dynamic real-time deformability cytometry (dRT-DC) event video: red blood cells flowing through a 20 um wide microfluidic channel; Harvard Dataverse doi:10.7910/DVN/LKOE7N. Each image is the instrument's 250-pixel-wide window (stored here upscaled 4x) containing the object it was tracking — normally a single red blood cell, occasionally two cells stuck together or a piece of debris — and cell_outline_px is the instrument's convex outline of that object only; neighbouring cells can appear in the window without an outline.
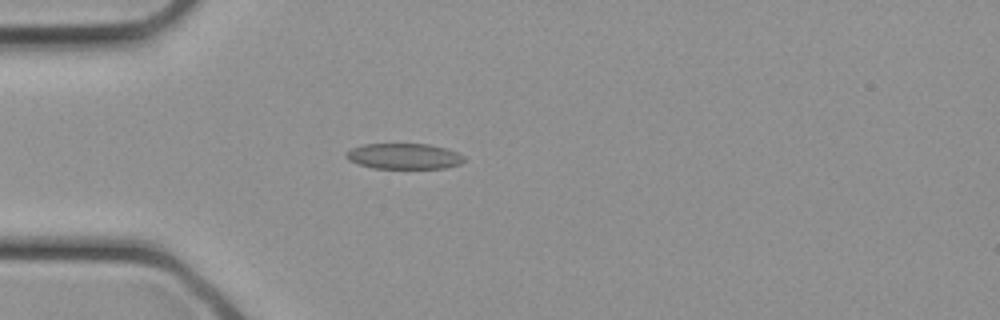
{"species": "common noctule bat (a hibernating species)", "species_latin": "Nyctalus noctula", "temperature_condition": "cold", "stored_images_in_passage": 28, "camera_frame_rate_fps": 3000, "um_per_image_px": 0.085, "animal": {"sex": "female", "body_mass_g": 21.9}, "frame": {"image": 1, "passage_image": 5, "time_ms": 1.333, "image_size_px": [1000, 320], "cell_outline_px": [[464, 160], [460, 164], [444, 168], [372, 168], [348, 160], [344, 156], [352, 148], [364, 144], [428, 144], [444, 148], [456, 152], [464, 156]], "centroid_in_image_um": [34.33, 13.28], "position_along_channel_um": 50.7, "area_um2": 17.46}}
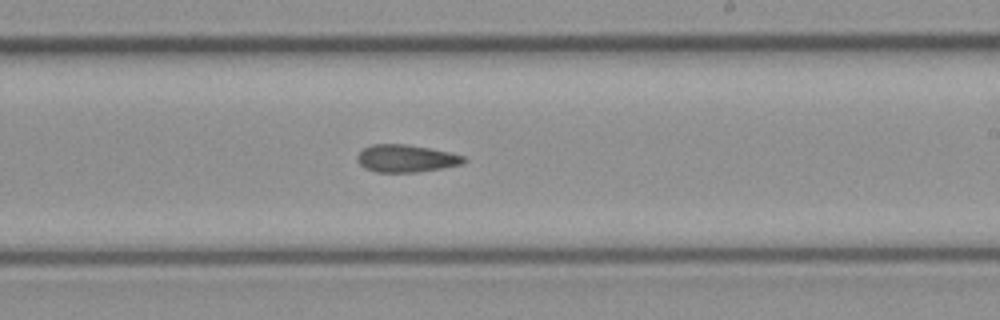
{"frame": {"image": 2, "passage_image": 15, "time_ms": 4.667, "image_size_px": [1000, 320], "cell_outline_px": [[468, 160], [460, 164], [440, 168], [416, 172], [376, 172], [364, 168], [356, 160], [356, 156], [364, 148], [372, 144], [408, 144], [448, 152], [464, 156]], "centroid_in_image_um": [34.47, 13.46], "position_along_channel_um": 254.5, "area_um2": 16.94}}
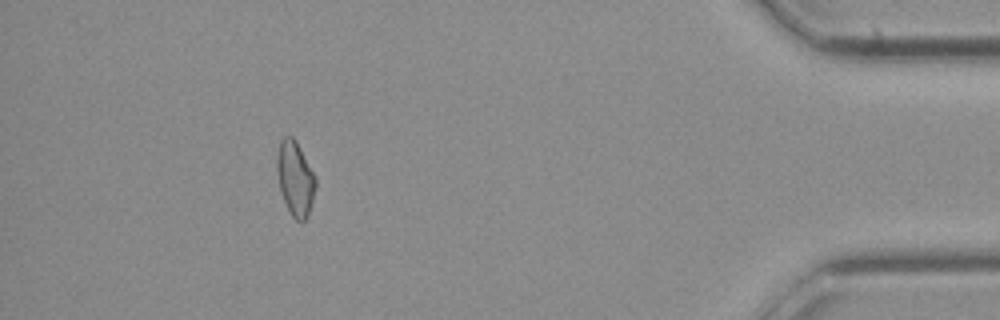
{"frame": {"image": 3, "passage_image": 25, "time_ms": 8.0, "image_size_px": [1000, 320], "cell_outline_px": [[316, 188], [308, 216], [304, 220], [296, 220], [292, 216], [280, 192], [276, 168], [276, 156], [280, 140], [284, 136], [292, 136], [296, 140], [316, 176]], "centroid_in_image_um": [25.09, 15.13], "position_along_channel_um": 410.1, "area_um2": 16.94}}